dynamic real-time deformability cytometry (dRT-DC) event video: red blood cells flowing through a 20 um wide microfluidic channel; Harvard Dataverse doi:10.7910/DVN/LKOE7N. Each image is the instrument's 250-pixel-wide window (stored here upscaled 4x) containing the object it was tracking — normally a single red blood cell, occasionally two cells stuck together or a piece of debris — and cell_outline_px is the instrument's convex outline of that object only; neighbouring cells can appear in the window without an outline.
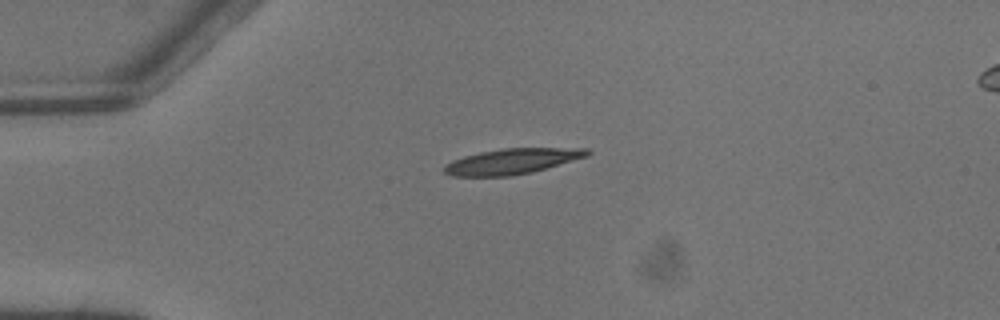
{"species": "common noctule bat (a hibernating species)", "species_latin": "Nyctalus noctula", "temperature_condition": "warm", "stored_images_in_passage": 2, "camera_frame_rate_fps": 3000, "um_per_image_px": 0.085, "animal": {"sex": "male", "body_mass_g": 13.3}, "frame": {"image": 1, "passage_image": 1, "time_ms": 0.0, "image_size_px": [1000, 320], "cell_outline_px": [[592, 152], [588, 156], [532, 172], [512, 176], [452, 176], [444, 172], [444, 164], [452, 160], [464, 156], [480, 152], [504, 148], [588, 148]], "centroid_in_image_um": [43.53, 13.71], "position_along_channel_um": 41.5, "area_um2": 21.27}}